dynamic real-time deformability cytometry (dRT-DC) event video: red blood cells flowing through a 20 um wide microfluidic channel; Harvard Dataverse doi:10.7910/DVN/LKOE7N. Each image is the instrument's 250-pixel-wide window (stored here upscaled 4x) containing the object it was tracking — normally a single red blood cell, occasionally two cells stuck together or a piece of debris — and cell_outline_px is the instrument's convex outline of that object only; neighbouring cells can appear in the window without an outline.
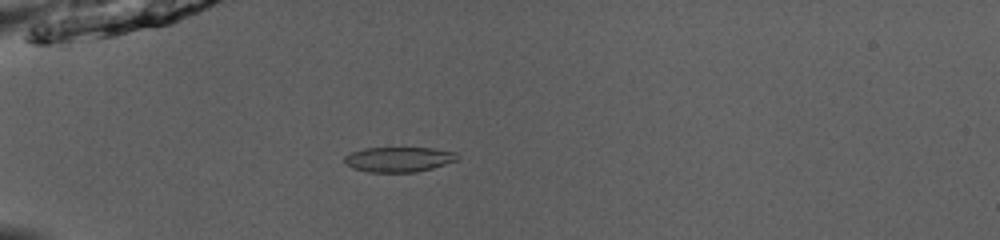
{"species": "common noctule bat (a hibernating species)", "species_latin": "Nyctalus noctula", "temperature_condition": "room temperature", "stored_images_in_passage": 51, "camera_frame_rate_fps": 3000, "um_per_image_px": 0.085, "animal": {"sex": "male", "body_mass_g": 13.0, "forearm_length_mm": 53.1}, "frame": {"image": 1, "passage_image": 16, "time_ms": 5.0, "image_size_px": [1000, 240], "cell_outline_px": [[460, 160], [432, 168], [416, 172], [368, 172], [352, 168], [344, 164], [344, 156], [352, 152], [364, 148], [432, 148], [456, 152], [460, 156]], "centroid_in_image_um": [33.91, 13.55], "position_along_channel_um": 51.1, "area_um2": 16.65}}
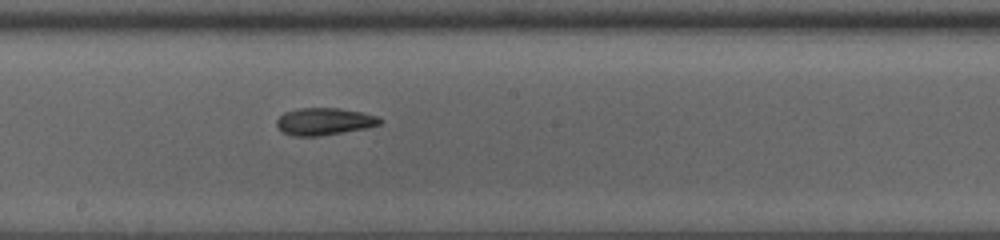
{"frame": {"image": 2, "passage_image": 30, "time_ms": 9.667, "image_size_px": [1000, 240], "cell_outline_px": [[384, 120], [380, 124], [364, 128], [316, 136], [296, 136], [280, 132], [276, 124], [276, 120], [284, 112], [296, 108], [340, 108], [380, 116]], "centroid_in_image_um": [27.53, 10.31], "position_along_channel_um": 220.7, "area_um2": 16.36}}
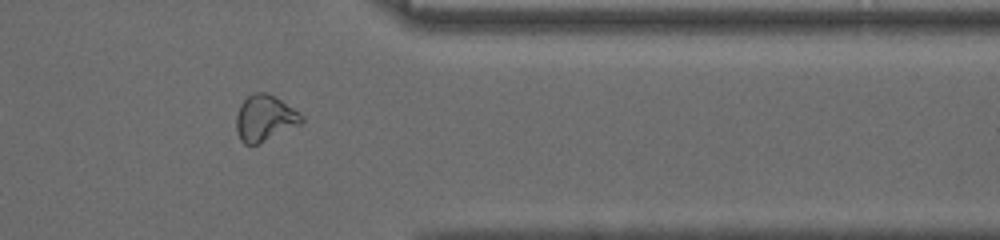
{"frame": {"image": 3, "passage_image": 43, "time_ms": 14.0, "image_size_px": [1000, 240], "cell_outline_px": [[304, 120], [300, 124], [256, 144], [244, 144], [240, 140], [236, 128], [236, 116], [240, 104], [252, 92], [264, 92], [276, 96], [300, 112], [304, 116]], "centroid_in_image_um": [22.5, 10.01], "position_along_channel_um": 388.9, "area_um2": 17.46}, "authors_computed_cell_mechanics": {"area_um2": 16.8776, "velocity_mm_per_s": 4.0114, "shape_relaxation_time_tau1_ms": 5.8655, "shape_relaxation_time_tau2_ms": 4.0329, "deformation_change_tau1": 0.1426, "deformation_change_tau2": 0.106}}